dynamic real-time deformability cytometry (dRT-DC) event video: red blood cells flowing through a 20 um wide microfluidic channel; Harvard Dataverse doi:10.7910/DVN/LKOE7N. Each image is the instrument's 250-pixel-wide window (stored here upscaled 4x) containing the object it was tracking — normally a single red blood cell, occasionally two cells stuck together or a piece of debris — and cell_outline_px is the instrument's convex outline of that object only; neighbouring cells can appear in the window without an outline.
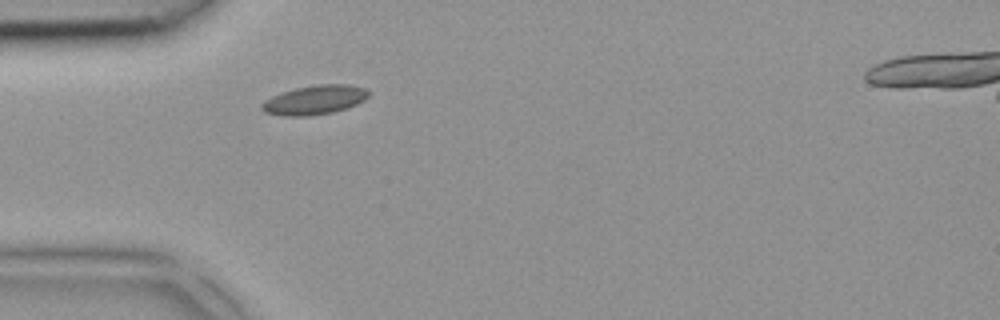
{"species": "common noctule bat (a hibernating species)", "species_latin": "Nyctalus noctula", "temperature_condition": "room temperature", "stored_images_in_passage": 1, "camera_frame_rate_fps": 3000, "um_per_image_px": 0.085, "animal": {"sex": "female", "body_mass_g": 18.4}, "frame": {"image": 1, "passage_image": 1, "time_ms": 0.0, "image_size_px": [1000, 320], "cell_outline_px": [[368, 96], [364, 100], [356, 104], [332, 112], [308, 116], [284, 116], [264, 112], [260, 108], [260, 104], [264, 100], [280, 92], [296, 88], [320, 84], [348, 84], [368, 88]], "centroid_in_image_um": [26.71, 8.49], "position_along_channel_um": 58.3, "area_um2": 18.21}}